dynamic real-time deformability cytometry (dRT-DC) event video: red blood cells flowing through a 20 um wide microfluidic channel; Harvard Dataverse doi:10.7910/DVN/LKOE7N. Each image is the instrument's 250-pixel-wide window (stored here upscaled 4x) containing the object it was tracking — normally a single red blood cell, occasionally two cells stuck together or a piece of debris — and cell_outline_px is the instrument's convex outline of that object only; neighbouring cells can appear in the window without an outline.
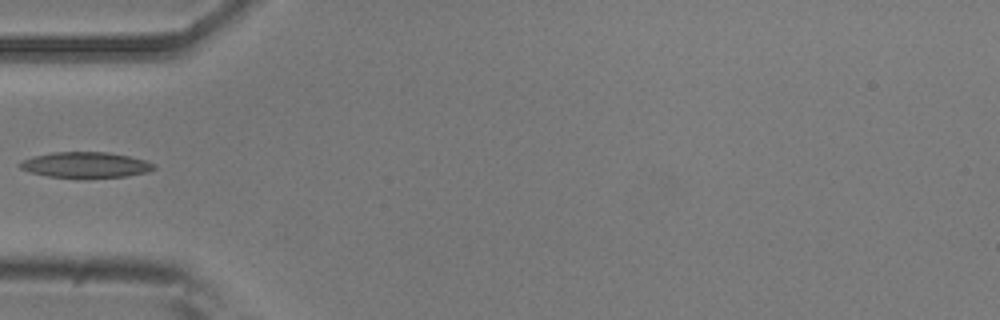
{"species": "common noctule bat (a hibernating species)", "species_latin": "Nyctalus noctula", "temperature_condition": "room temperature", "stored_images_in_passage": 32, "camera_frame_rate_fps": 3000, "um_per_image_px": 0.085, "animal": {"sex": "male", "body_mass_g": 20.5, "forearm_length_mm": 52.5}, "frame": {"image": 1, "passage_image": 1, "time_ms": 0.0, "image_size_px": [1000, 320], "cell_outline_px": [[156, 168], [148, 172], [124, 176], [48, 176], [32, 172], [20, 168], [20, 164], [24, 160], [32, 156], [52, 152], [108, 152], [128, 156], [144, 160], [156, 164]], "centroid_in_image_um": [7.31, 13.98], "position_along_channel_um": 77.7, "area_um2": 19.36}}
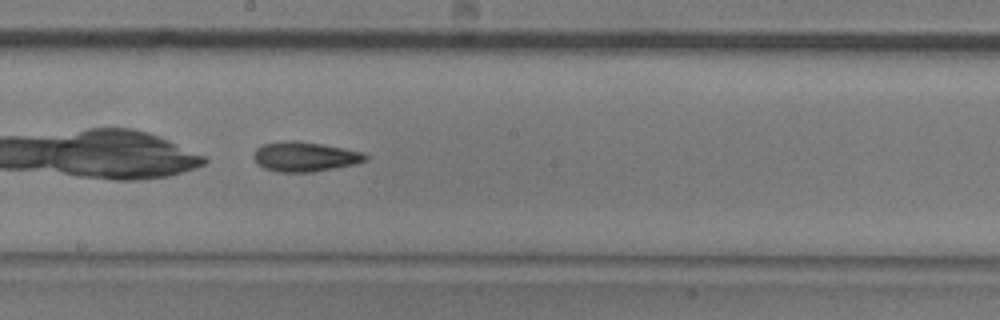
{"frame": {"image": 2, "passage_image": 12, "time_ms": 3.667, "image_size_px": [1000, 320], "cell_outline_px": [[368, 160], [356, 164], [312, 172], [276, 172], [264, 168], [256, 164], [252, 156], [256, 148], [264, 144], [284, 140], [296, 140], [344, 148], [364, 152], [368, 156]], "centroid_in_image_um": [25.9, 13.32], "position_along_channel_um": 222.3, "area_um2": 19.59}}
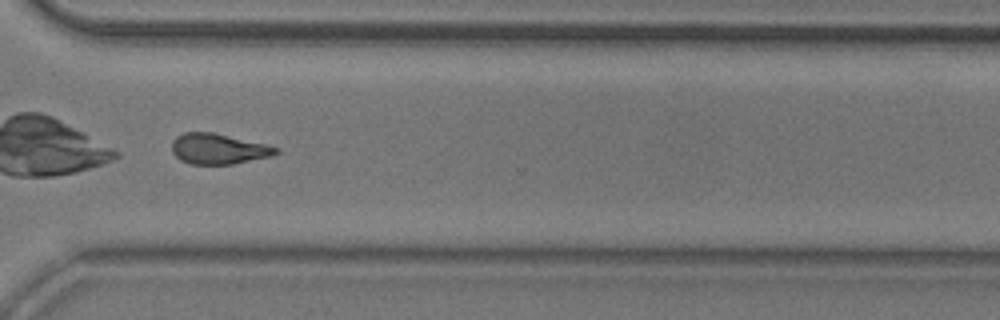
{"frame": {"image": 3, "passage_image": 22, "time_ms": 7.0, "image_size_px": [1000, 320], "cell_outline_px": [[280, 152], [272, 156], [232, 164], [192, 164], [180, 160], [172, 152], [172, 140], [176, 136], [184, 132], [216, 132], [280, 148]], "centroid_in_image_um": [18.56, 12.64], "position_along_channel_um": 352.0, "area_um2": 18.61}}